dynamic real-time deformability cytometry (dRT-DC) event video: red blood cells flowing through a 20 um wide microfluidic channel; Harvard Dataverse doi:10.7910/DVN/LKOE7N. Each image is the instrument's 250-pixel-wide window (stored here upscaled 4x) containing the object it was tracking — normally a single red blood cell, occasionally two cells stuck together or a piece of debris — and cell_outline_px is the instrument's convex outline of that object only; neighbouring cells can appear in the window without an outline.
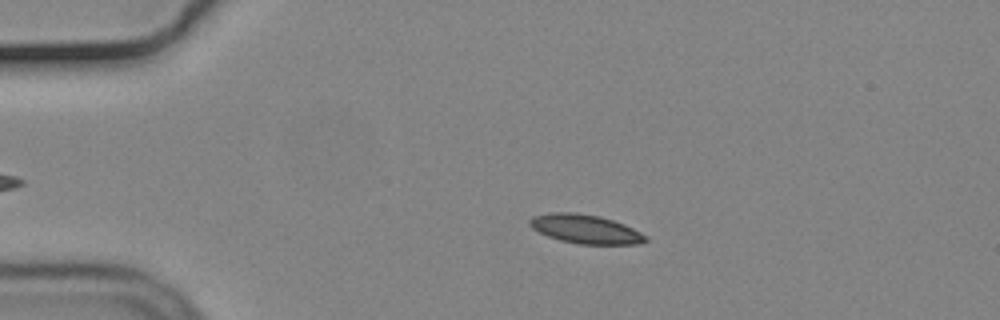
{"species": "common noctule bat (a hibernating species)", "species_latin": "Nyctalus noctula", "temperature_condition": "cold", "stored_images_in_passage": 49, "camera_frame_rate_fps": 3000, "um_per_image_px": 0.085, "animal": {"sex": "male", "body_mass_g": 19.2, "forearm_length_mm": 51.8}, "frame": {"image": 1, "passage_image": 12, "time_ms": 3.667, "image_size_px": [1000, 320], "cell_outline_px": [[648, 240], [640, 244], [580, 244], [560, 240], [548, 236], [532, 228], [528, 224], [528, 220], [532, 216], [552, 212], [572, 212], [600, 216], [624, 224], [648, 236]], "centroid_in_image_um": [49.76, 19.47], "position_along_channel_um": 35.2, "area_um2": 19.54}}
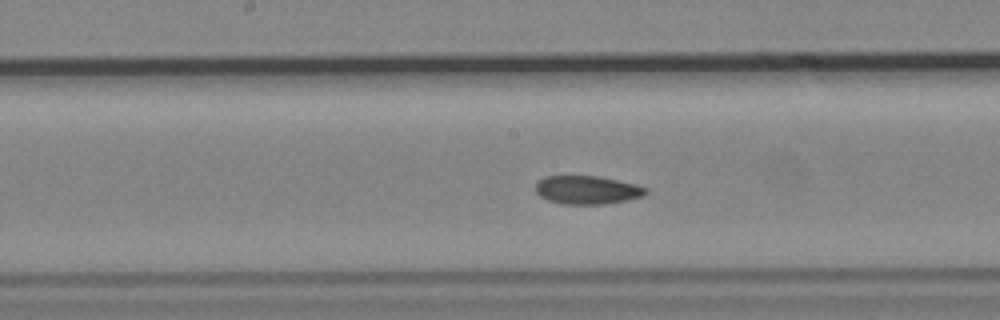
{"frame": {"image": 2, "passage_image": 29, "time_ms": 9.333, "image_size_px": [1000, 320], "cell_outline_px": [[648, 192], [644, 196], [628, 200], [604, 204], [564, 204], [548, 200], [540, 196], [536, 192], [536, 184], [544, 176], [596, 176], [636, 184], [648, 188]], "centroid_in_image_um": [49.94, 16.15], "position_along_channel_um": 198.3, "area_um2": 18.21}}
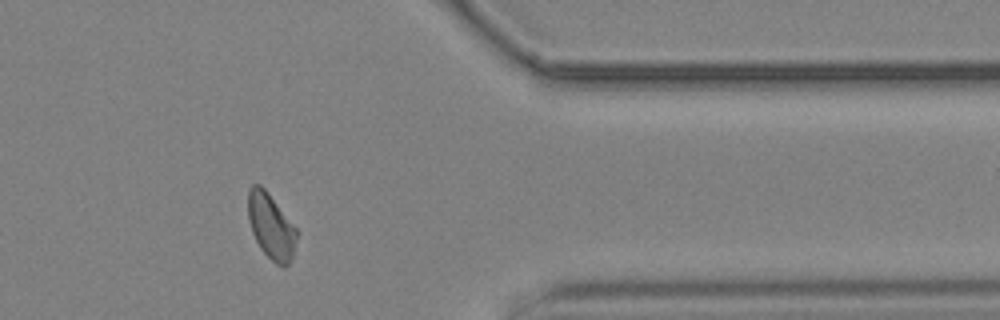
{"frame": {"image": 3, "passage_image": 46, "time_ms": 15.0, "image_size_px": [1000, 320], "cell_outline_px": [[296, 236], [292, 256], [288, 264], [284, 268], [276, 264], [260, 248], [252, 232], [248, 220], [248, 188], [252, 184], [260, 184], [268, 192], [296, 228]], "centroid_in_image_um": [23.0, 19.21], "position_along_channel_um": 388.4, "area_um2": 18.32}, "authors_computed_cell_mechanics": {"area_um2": 18.6694, "velocity_mm_per_s": 3.6784, "shape_relaxation_time_tau1_ms": null, "shape_relaxation_time_tau2_ms": 3.0876, "deformation_change_tau1": null, "deformation_change_tau2": 0.0784}}